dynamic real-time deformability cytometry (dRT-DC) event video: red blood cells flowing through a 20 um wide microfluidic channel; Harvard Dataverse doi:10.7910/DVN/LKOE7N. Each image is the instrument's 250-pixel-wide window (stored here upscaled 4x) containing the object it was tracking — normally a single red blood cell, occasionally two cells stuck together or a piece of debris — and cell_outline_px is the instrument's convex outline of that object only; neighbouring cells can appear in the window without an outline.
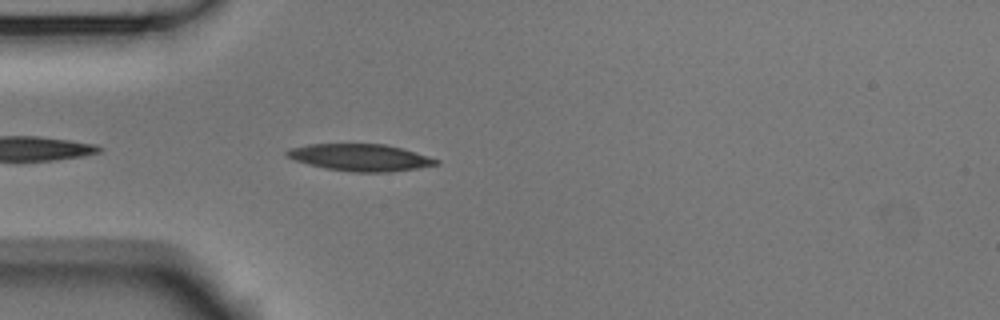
{"species": "Egyptian fruit bat (a non-hibernating species)", "species_latin": "Rousettus aegyptiacus", "temperature_condition": "room temperature", "stored_images_in_passage": 27, "camera_frame_rate_fps": 3000, "um_per_image_px": 0.085, "animal": {"sex": "male"}, "frame": {"image": 1, "passage_image": 3, "time_ms": 0.667, "image_size_px": [1000, 320], "cell_outline_px": [[440, 164], [420, 168], [388, 172], [352, 172], [324, 168], [308, 164], [296, 160], [288, 156], [284, 152], [288, 148], [308, 144], [384, 144], [404, 148], [440, 160]], "centroid_in_image_um": [30.66, 13.38], "position_along_channel_um": 54.3, "area_um2": 23.58}}
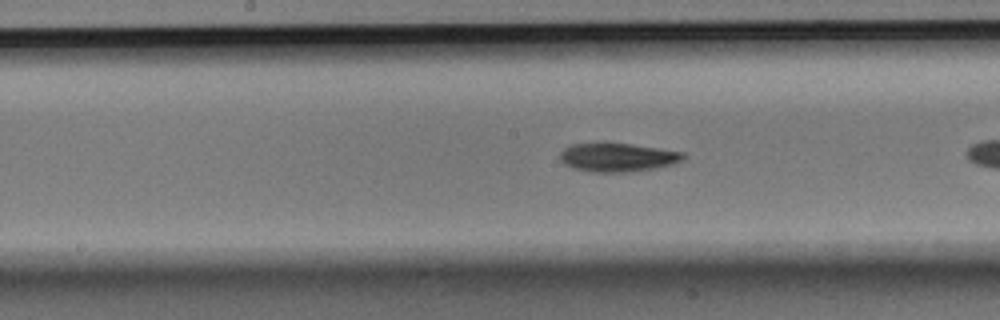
{"frame": {"image": 2, "passage_image": 12, "time_ms": 3.667, "image_size_px": [1000, 320], "cell_outline_px": [[684, 160], [672, 164], [632, 172], [592, 172], [572, 168], [564, 164], [560, 160], [560, 152], [564, 148], [572, 144], [628, 144], [684, 152]], "centroid_in_image_um": [52.47, 13.39], "position_along_channel_um": 195.7, "area_um2": 20.23}}
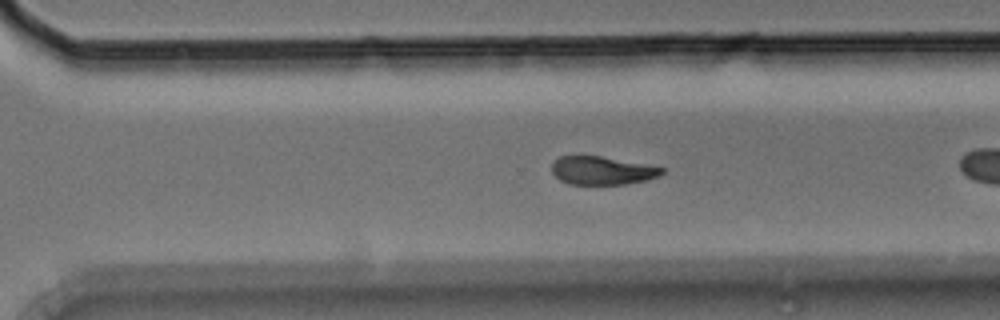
{"frame": {"image": 3, "passage_image": 22, "time_ms": 7.0, "image_size_px": [1000, 320], "cell_outline_px": [[664, 172], [648, 180], [624, 184], [568, 184], [560, 180], [552, 172], [552, 164], [560, 156], [600, 156], [664, 168]], "centroid_in_image_um": [51.15, 14.5], "position_along_channel_um": 319.4, "area_um2": 17.8}}